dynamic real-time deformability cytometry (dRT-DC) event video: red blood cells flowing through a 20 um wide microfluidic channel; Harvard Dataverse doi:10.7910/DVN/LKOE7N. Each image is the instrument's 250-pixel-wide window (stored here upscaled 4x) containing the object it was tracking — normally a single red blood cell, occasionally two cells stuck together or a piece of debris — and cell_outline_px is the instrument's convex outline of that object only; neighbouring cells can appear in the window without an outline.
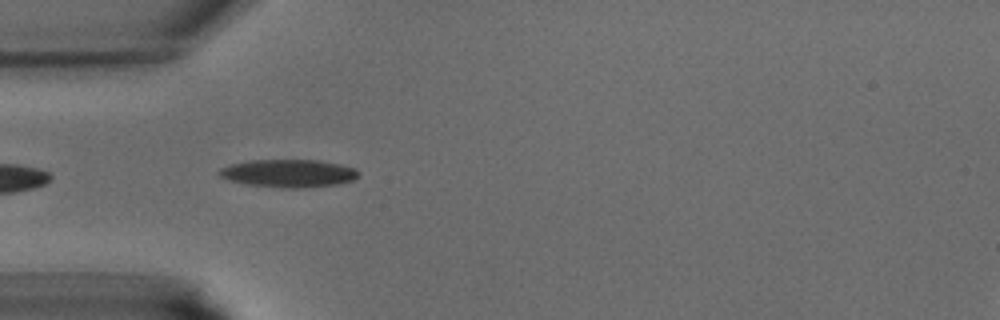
{"species": "common noctule bat (a hibernating species)", "species_latin": "Nyctalus noctula", "temperature_condition": "warm", "stored_images_in_passage": 28, "camera_frame_rate_fps": 3000, "um_per_image_px": 0.085, "animal": {"sex": "male", "body_mass_g": 15.6}, "frame": {"image": 1, "passage_image": 2, "time_ms": 0.333, "image_size_px": [1000, 320], "cell_outline_px": [[360, 176], [352, 180], [340, 184], [304, 188], [280, 188], [248, 184], [232, 180], [220, 176], [216, 172], [220, 168], [228, 164], [248, 160], [316, 160], [340, 164], [356, 168], [360, 172]], "centroid_in_image_um": [24.55, 14.73], "position_along_channel_um": 60.4, "area_um2": 22.83}}
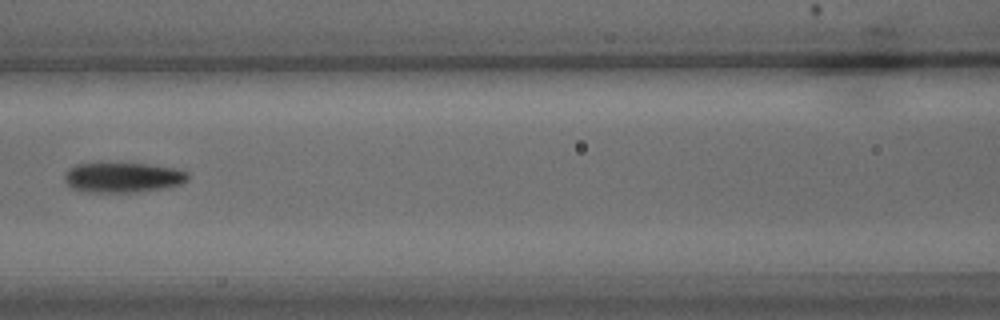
{"frame": {"image": 2, "passage_image": 8, "time_ms": 2.333, "image_size_px": [1000, 320], "cell_outline_px": [[188, 180], [180, 184], [160, 188], [132, 192], [88, 192], [72, 188], [64, 180], [64, 172], [68, 168], [76, 164], [96, 160], [100, 160], [148, 164], [176, 168], [188, 172]], "centroid_in_image_um": [10.35, 15.02], "position_along_channel_um": 156.2, "area_um2": 22.43}}
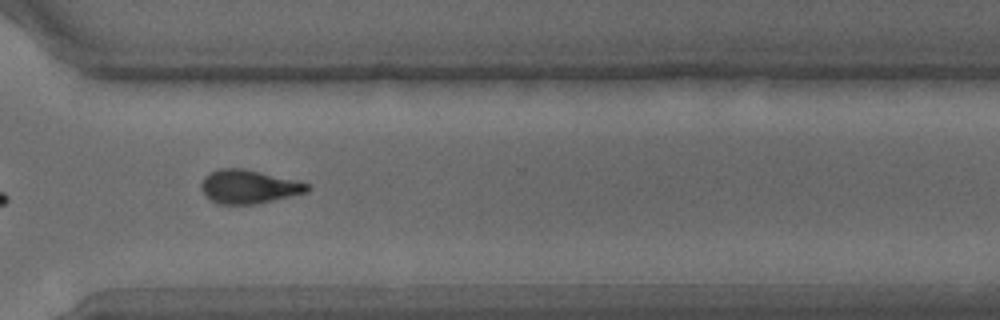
{"frame": {"image": 3, "passage_image": 20, "time_ms": 6.333, "image_size_px": [1000, 320], "cell_outline_px": [[312, 188], [308, 192], [256, 204], [216, 204], [208, 200], [204, 196], [200, 188], [200, 184], [204, 176], [208, 172], [220, 168], [244, 168], [296, 180], [308, 184]], "centroid_in_image_um": [21.09, 15.87], "position_along_channel_um": 349.5, "area_um2": 21.15}}